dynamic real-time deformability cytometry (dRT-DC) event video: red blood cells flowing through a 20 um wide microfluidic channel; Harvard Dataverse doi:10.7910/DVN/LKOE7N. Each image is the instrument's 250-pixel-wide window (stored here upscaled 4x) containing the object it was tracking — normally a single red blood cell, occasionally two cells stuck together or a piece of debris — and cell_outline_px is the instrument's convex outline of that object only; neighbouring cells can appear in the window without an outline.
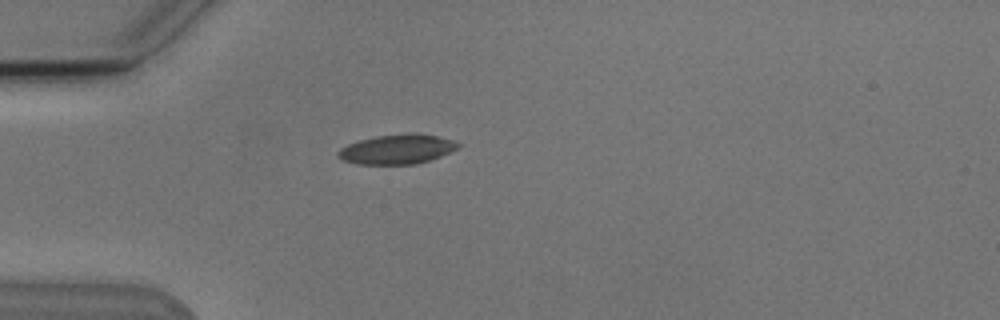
{"species": "Egyptian fruit bat (a non-hibernating species)", "species_latin": "Rousettus aegyptiacus", "temperature_condition": "cold", "stored_images_in_passage": 2, "camera_frame_rate_fps": 3000, "um_per_image_px": 0.085, "animal": {"sex": "male"}, "frame": {"image": 1, "passage_image": 2, "time_ms": 1.0, "image_size_px": [1000, 320], "cell_outline_px": [[460, 144], [456, 148], [440, 156], [416, 164], [356, 164], [340, 160], [336, 156], [336, 152], [340, 148], [348, 144], [360, 140], [376, 136], [416, 132], [436, 136], [452, 140]], "centroid_in_image_um": [33.67, 12.68], "position_along_channel_um": 51.3, "area_um2": 20.63}}